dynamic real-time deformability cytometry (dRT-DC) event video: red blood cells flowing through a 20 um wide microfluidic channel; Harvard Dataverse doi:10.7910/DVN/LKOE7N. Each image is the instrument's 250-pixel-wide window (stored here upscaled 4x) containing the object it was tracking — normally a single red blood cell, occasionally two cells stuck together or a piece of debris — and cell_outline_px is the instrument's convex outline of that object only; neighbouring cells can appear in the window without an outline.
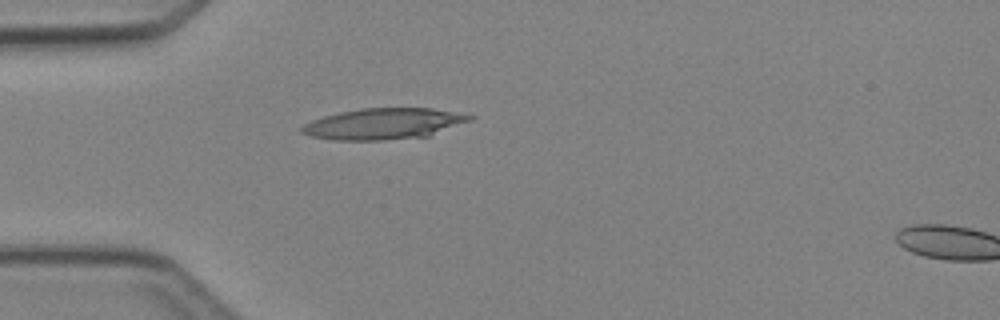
{"species": "Egyptian fruit bat (a non-hibernating species)", "species_latin": "Rousettus aegyptiacus", "temperature_condition": "cold", "stored_images_in_passage": 3, "camera_frame_rate_fps": 3000, "um_per_image_px": 0.085, "animal": {"sex": "female"}, "frame": {"image": 1, "passage_image": 2, "time_ms": 2.333, "image_size_px": [1000, 320], "cell_outline_px": [[476, 116], [472, 120], [428, 136], [384, 140], [336, 140], [312, 136], [300, 132], [300, 128], [304, 124], [312, 120], [324, 116], [340, 112], [360, 108], [432, 108]], "centroid_in_image_um": [32.61, 10.52], "position_along_channel_um": 52.4, "area_um2": 30.29}}